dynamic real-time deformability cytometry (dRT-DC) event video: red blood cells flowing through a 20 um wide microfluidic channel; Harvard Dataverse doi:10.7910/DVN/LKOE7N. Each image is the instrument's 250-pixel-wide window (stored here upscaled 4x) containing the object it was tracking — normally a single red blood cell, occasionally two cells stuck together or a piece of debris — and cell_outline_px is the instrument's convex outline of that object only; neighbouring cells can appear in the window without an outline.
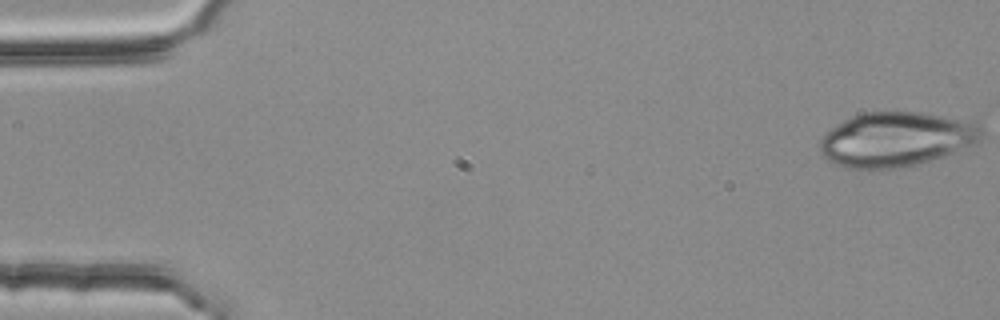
{"species": "common noctule bat (a hibernating species)", "species_latin": "Nyctalus noctula", "temperature_condition": "room temperature", "stored_images_in_passage": 14, "camera_frame_rate_fps": 3000, "um_per_image_px": 0.085, "animal": {"sex": "female", "body_mass_g": 25.1}, "frame": {"image": 1, "passage_image": 1, "time_ms": 0.0, "image_size_px": [1000, 320], "cell_outline_px": [[984, 136], [976, 144], [944, 156], [916, 164], [896, 168], [844, 168], [828, 160], [820, 152], [820, 140], [824, 132], [836, 124], [852, 116], [864, 112], [920, 112], [976, 120], [980, 124], [984, 132]], "centroid_in_image_um": [76.23, 11.82], "position_along_channel_um": 8.8, "area_um2": 51.96}}